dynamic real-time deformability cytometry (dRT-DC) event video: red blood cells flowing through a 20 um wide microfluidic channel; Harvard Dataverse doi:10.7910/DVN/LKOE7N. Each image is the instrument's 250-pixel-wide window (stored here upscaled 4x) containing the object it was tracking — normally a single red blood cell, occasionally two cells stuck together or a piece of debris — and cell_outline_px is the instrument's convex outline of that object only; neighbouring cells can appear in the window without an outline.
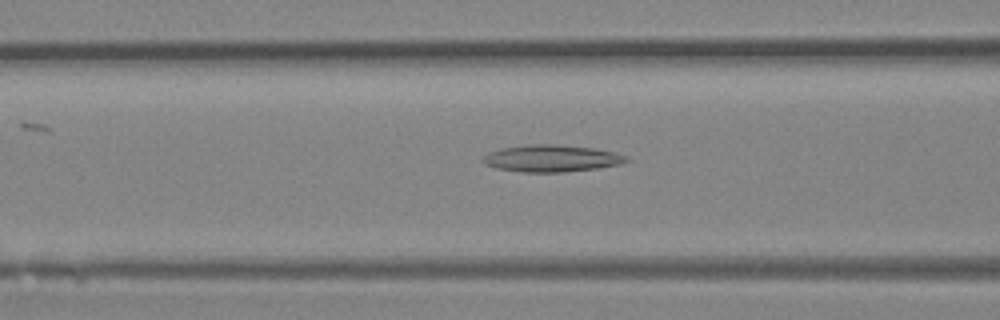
{"species": "Egyptian fruit bat (a non-hibernating species)", "species_latin": "Rousettus aegyptiacus", "temperature_condition": "room temperature", "stored_images_in_passage": 31, "camera_frame_rate_fps": 3000, "um_per_image_px": 0.085, "animal": {"sex": "female"}, "frame": {"image": 1, "passage_image": 6, "time_ms": 1.667, "image_size_px": [1000, 320], "cell_outline_px": [[632, 160], [620, 164], [596, 168], [564, 172], [520, 172], [496, 168], [484, 164], [480, 160], [488, 152], [504, 148], [528, 144], [552, 144], [592, 148], [616, 152]], "centroid_in_image_um": [46.85, 13.46], "position_along_channel_um": 119.7, "area_um2": 22.48}}
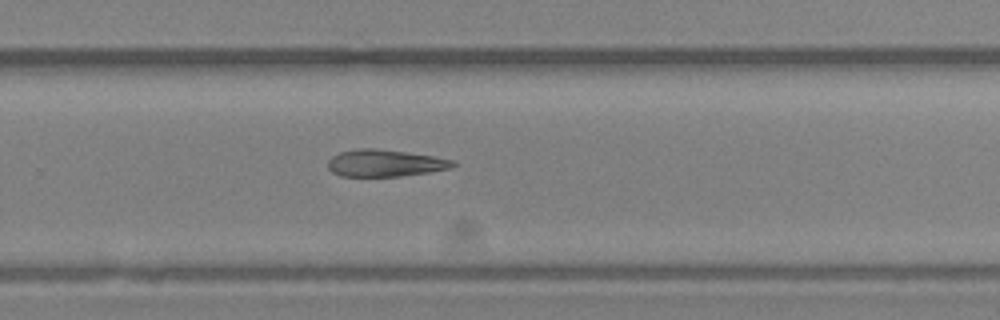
{"frame": {"image": 2, "passage_image": 17, "time_ms": 5.333, "image_size_px": [1000, 320], "cell_outline_px": [[456, 164], [452, 168], [428, 172], [400, 176], [340, 176], [332, 172], [328, 168], [328, 160], [332, 156], [340, 152], [356, 148], [376, 148], [432, 156], [456, 160]], "centroid_in_image_um": [32.71, 13.86], "position_along_channel_um": 297.1, "area_um2": 19.65}}
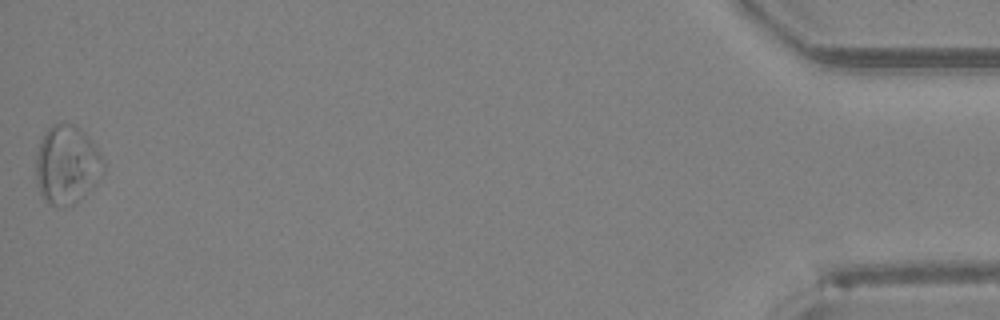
{"frame": {"image": 3, "passage_image": 31, "time_ms": 10.0, "image_size_px": [1000, 320], "cell_outline_px": [[104, 172], [96, 184], [72, 204], [64, 208], [48, 204], [40, 192], [36, 180], [36, 156], [40, 140], [44, 132], [52, 124], [72, 124], [84, 132], [100, 152], [104, 160]], "centroid_in_image_um": [5.68, 14.01], "position_along_channel_um": 429.5, "area_um2": 30.92}}